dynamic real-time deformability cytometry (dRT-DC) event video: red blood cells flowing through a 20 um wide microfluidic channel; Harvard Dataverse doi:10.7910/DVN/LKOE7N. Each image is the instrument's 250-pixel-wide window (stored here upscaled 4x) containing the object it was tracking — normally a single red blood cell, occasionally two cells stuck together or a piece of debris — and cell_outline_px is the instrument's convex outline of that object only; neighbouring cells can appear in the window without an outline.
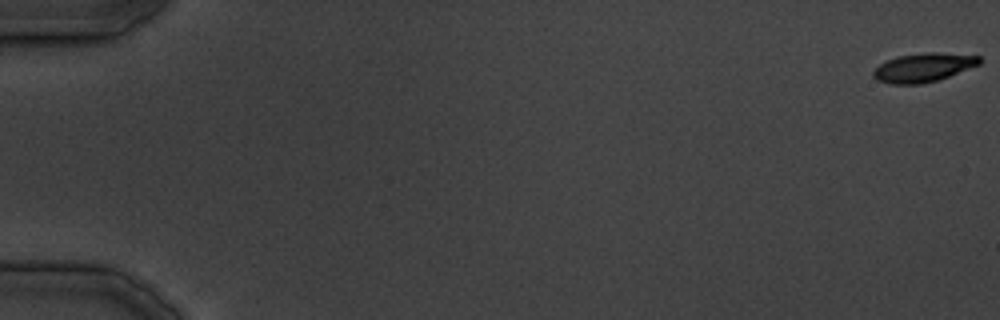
{"species": "common noctule bat (a hibernating species)", "species_latin": "Nyctalus noctula", "temperature_condition": "cold", "stored_images_in_passage": 37, "camera_frame_rate_fps": 3000, "um_per_image_px": 0.085, "animal": {"sex": "male", "body_mass_g": 19.5, "forearm_length_mm": 54.6}, "frame": {"image": 1, "passage_image": 1, "time_ms": 0.0, "image_size_px": [1000, 320], "cell_outline_px": [[980, 64], [948, 76], [936, 80], [920, 84], [892, 84], [876, 80], [872, 76], [872, 72], [880, 64], [896, 56], [928, 52], [936, 52], [980, 56]], "centroid_in_image_um": [78.45, 5.74], "position_along_channel_um": 6.5, "area_um2": 17.63}}
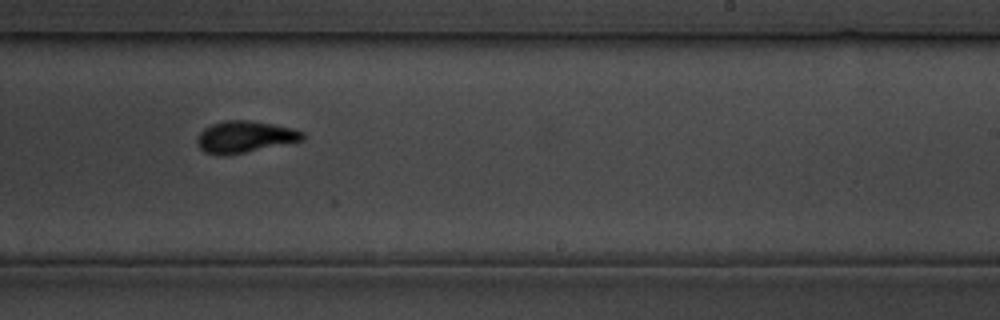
{"frame": {"image": 2, "passage_image": 24, "time_ms": 29.333, "image_size_px": [1000, 320], "cell_outline_px": [[304, 140], [228, 156], [216, 156], [204, 152], [196, 144], [196, 140], [200, 132], [204, 128], [212, 124], [224, 120], [248, 120], [272, 124], [292, 128], [304, 132]], "centroid_in_image_um": [20.77, 11.65], "position_along_channel_um": 268.2, "area_um2": 19.71}}
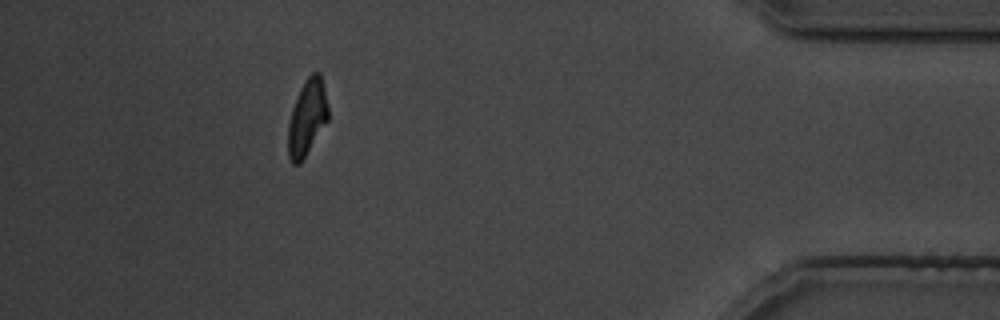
{"frame": {"image": 3, "passage_image": 34, "time_ms": 42.0, "image_size_px": [1000, 320], "cell_outline_px": [[328, 120], [300, 164], [292, 164], [288, 156], [288, 124], [292, 108], [300, 88], [304, 80], [312, 72], [320, 72], [324, 88], [328, 108]], "centroid_in_image_um": [26.09, 9.99], "position_along_channel_um": 409.1, "area_um2": 17.69}}